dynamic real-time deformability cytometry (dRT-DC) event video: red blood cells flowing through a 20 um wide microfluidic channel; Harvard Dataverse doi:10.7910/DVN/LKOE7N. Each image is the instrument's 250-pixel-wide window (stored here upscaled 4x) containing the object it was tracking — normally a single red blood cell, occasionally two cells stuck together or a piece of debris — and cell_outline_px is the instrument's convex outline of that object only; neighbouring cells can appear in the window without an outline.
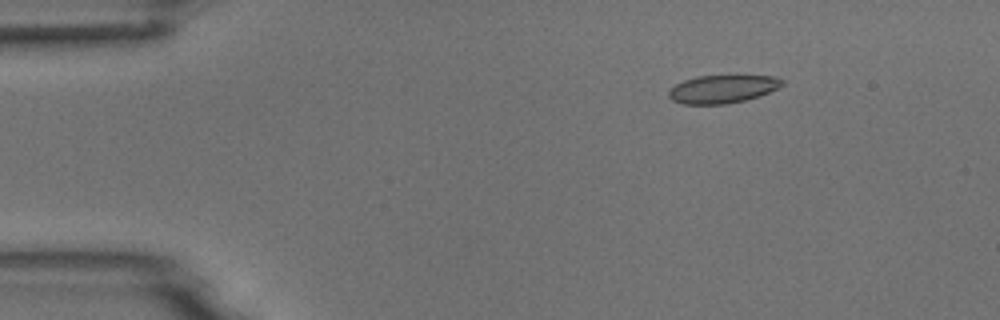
{"species": "common noctule bat (a hibernating species)", "species_latin": "Nyctalus noctula", "temperature_condition": "room temperature", "stored_images_in_passage": 6, "camera_frame_rate_fps": 3000, "um_per_image_px": 0.085, "animal": {"sex": "male", "body_mass_g": 18.8}, "frame": {"image": 1, "passage_image": 2, "time_ms": 0.333, "image_size_px": [1000, 320], "cell_outline_px": [[784, 84], [760, 96], [744, 100], [724, 104], [684, 104], [672, 100], [668, 96], [668, 92], [676, 84], [684, 80], [696, 76], [776, 76], [784, 80]], "centroid_in_image_um": [61.41, 7.56], "position_along_channel_um": 23.6, "area_um2": 18.38}}
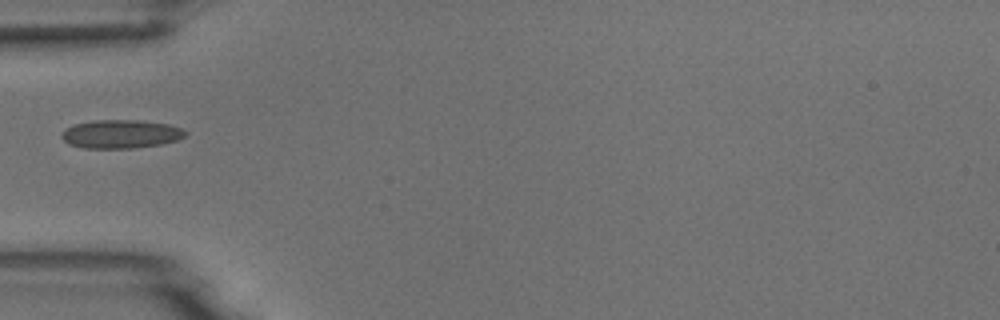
{"frame": {"image": 2, "passage_image": 5, "time_ms": 1.333, "image_size_px": [1000, 320], "cell_outline_px": [[188, 132], [184, 136], [176, 140], [160, 144], [132, 148], [84, 148], [68, 144], [60, 136], [72, 124], [96, 120], [140, 120], [168, 124], [180, 128]], "centroid_in_image_um": [10.25, 11.39], "position_along_channel_um": 74.7, "area_um2": 20.4}}